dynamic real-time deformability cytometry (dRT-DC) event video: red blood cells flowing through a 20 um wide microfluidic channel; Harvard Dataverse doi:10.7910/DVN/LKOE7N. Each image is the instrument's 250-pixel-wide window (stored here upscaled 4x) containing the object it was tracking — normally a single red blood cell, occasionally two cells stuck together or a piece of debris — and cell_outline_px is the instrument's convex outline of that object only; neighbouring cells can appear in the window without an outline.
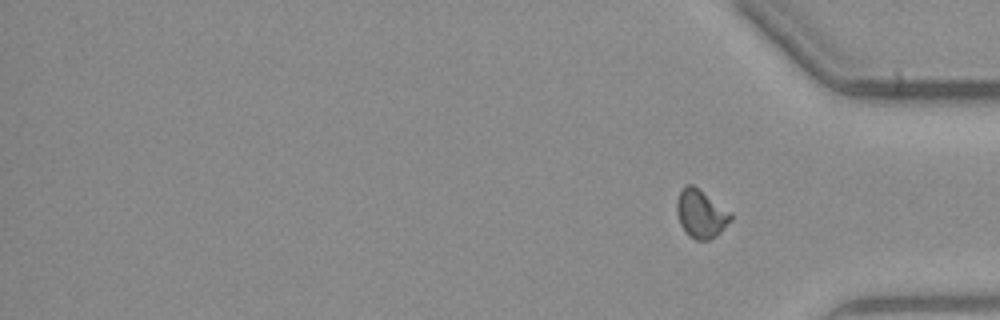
{"species": "common noctule bat (a hibernating species)", "species_latin": "Nyctalus noctula", "temperature_condition": "warm", "stored_images_in_passage": 43, "segment_of_instrument_passage": [2, 2], "camera_frame_rate_fps": 3000, "um_per_image_px": 0.085, "animal": {"sex": "male", "body_mass_g": 23.1, "forearm_length_mm": 52.7}, "frame": {"image": 1, "passage_image": 43, "time_ms": 14.0, "image_size_px": [1000, 320], "cell_outline_px": [[732, 220], [716, 236], [708, 240], [696, 240], [688, 236], [684, 232], [680, 224], [676, 212], [676, 200], [680, 192], [688, 184], [692, 184], [732, 212]], "centroid_in_image_um": [59.58, 18.19], "position_along_channel_um": 375.6, "area_um2": 15.26}}